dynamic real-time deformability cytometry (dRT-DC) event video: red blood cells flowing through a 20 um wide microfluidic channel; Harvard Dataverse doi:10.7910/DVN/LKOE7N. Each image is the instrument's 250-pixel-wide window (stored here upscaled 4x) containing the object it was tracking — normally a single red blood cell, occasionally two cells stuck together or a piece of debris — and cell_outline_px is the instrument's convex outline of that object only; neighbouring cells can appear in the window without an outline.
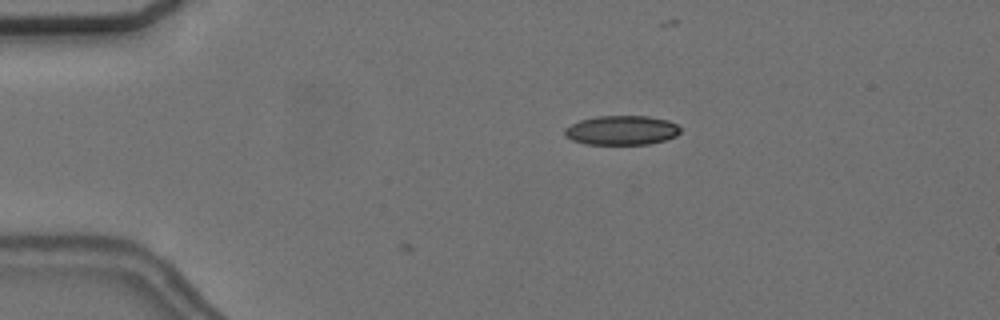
{"species": "common noctule bat (a hibernating species)", "species_latin": "Nyctalus noctula", "temperature_condition": "cold", "stored_images_in_passage": 4, "camera_frame_rate_fps": 3000, "um_per_image_px": 0.085, "animal": {"sex": "female", "body_mass_g": 24.6, "forearm_length_mm": 56.2}, "frame": {"image": 1, "passage_image": 4, "time_ms": 1.0, "image_size_px": [1000, 320], "cell_outline_px": [[680, 132], [676, 136], [664, 140], [648, 144], [584, 144], [572, 140], [564, 136], [564, 128], [580, 120], [596, 116], [648, 116], [668, 120], [676, 124], [680, 128]], "centroid_in_image_um": [52.82, 11.07], "position_along_channel_um": 32.2, "area_um2": 19.83}}